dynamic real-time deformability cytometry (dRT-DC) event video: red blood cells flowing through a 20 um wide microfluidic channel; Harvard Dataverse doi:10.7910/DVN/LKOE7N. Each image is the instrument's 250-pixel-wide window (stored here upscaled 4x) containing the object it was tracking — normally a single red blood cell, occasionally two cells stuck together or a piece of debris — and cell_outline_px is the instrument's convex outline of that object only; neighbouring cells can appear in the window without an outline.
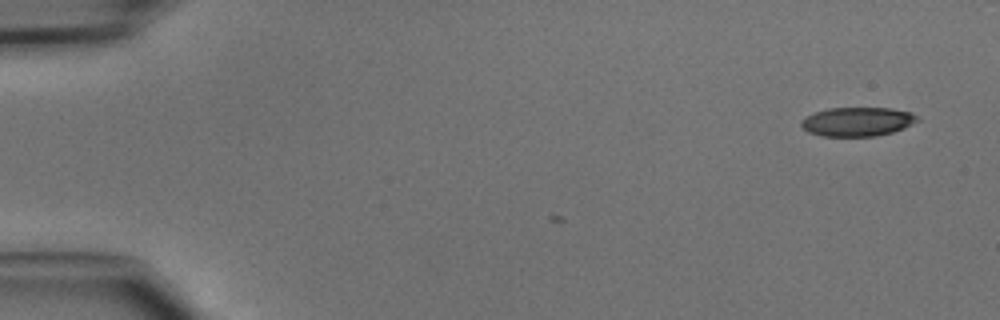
{"species": "common noctule bat (a hibernating species)", "species_latin": "Nyctalus noctula", "temperature_condition": "cold", "stored_images_in_passage": 5, "camera_frame_rate_fps": 3000, "um_per_image_px": 0.085, "animal": {"sex": "male", "body_mass_g": 15.6}, "frame": {"image": 1, "passage_image": 1, "time_ms": 0.0, "image_size_px": [1000, 320], "cell_outline_px": [[920, 120], [904, 128], [892, 132], [876, 136], [820, 136], [808, 132], [800, 124], [800, 120], [804, 116], [828, 108], [892, 108], [912, 112], [920, 116]], "centroid_in_image_um": [72.9, 10.34], "position_along_channel_um": 12.1, "area_um2": 19.88}}